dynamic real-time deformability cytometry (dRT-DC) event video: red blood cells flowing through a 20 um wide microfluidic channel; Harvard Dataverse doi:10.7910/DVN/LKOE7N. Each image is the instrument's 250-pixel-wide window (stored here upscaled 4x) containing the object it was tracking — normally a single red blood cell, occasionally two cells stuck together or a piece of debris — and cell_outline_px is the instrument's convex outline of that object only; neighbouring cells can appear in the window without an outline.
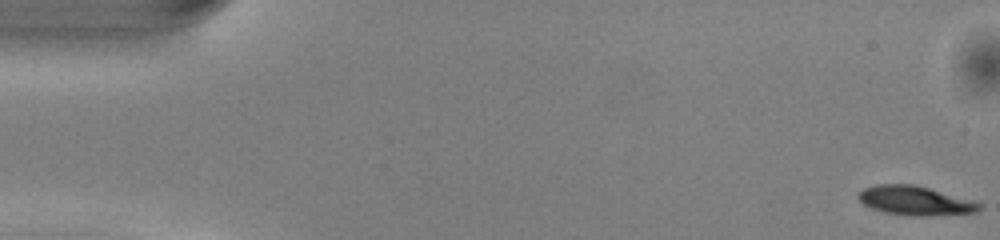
{"species": "common noctule bat (a hibernating species)", "species_latin": "Nyctalus noctula", "temperature_condition": "warm", "stored_images_in_passage": 50, "camera_frame_rate_fps": 3000, "um_per_image_px": 0.085, "animal": {"sex": "male", "body_mass_g": 13.0, "forearm_length_mm": 53.1}, "frame": {"image": 1, "passage_image": 1, "time_ms": 0.0, "image_size_px": [1000, 240], "cell_outline_px": [[984, 208], [976, 212], [924, 216], [908, 216], [884, 212], [872, 208], [864, 204], [856, 196], [856, 192], [864, 188], [876, 184], [916, 184], [972, 200], [984, 204]], "centroid_in_image_um": [77.79, 17.05], "position_along_channel_um": 7.2, "area_um2": 20.81}}
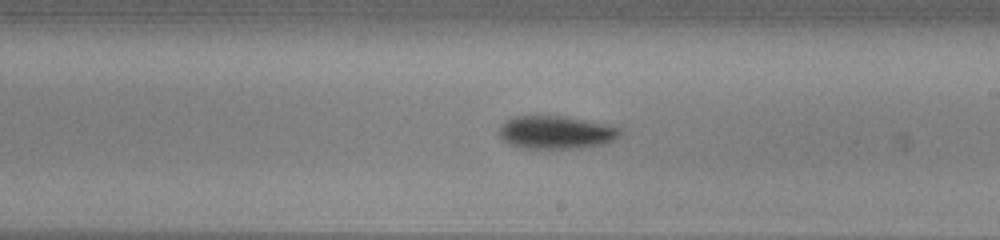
{"frame": {"image": 2, "passage_image": 29, "time_ms": 9.333, "image_size_px": [1000, 240], "cell_outline_px": [[620, 132], [612, 140], [604, 144], [584, 148], [520, 148], [508, 144], [496, 132], [500, 124], [504, 120], [512, 116], [560, 116], [620, 128]], "centroid_in_image_um": [47.12, 11.26], "position_along_channel_um": 241.9, "area_um2": 23.06}}
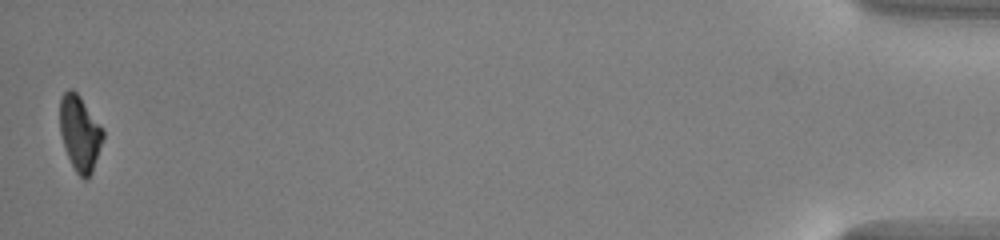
{"frame": {"image": 3, "passage_image": 50, "time_ms": 16.333, "image_size_px": [1000, 240], "cell_outline_px": [[104, 136], [92, 172], [84, 180], [76, 172], [68, 156], [60, 132], [60, 100], [64, 92], [68, 88], [72, 88], [80, 96], [104, 128]], "centroid_in_image_um": [6.8, 11.28], "position_along_channel_um": 428.4, "area_um2": 18.84}, "authors_computed_cell_mechanics": {"area_um2": 21.5594, "velocity_mm_per_s": 4.0789, "shape_relaxation_time_tau1_ms": 1.9206, "shape_relaxation_time_tau2_ms": null, "deformation_change_tau1": 0.114, "deformation_change_tau2": null}}